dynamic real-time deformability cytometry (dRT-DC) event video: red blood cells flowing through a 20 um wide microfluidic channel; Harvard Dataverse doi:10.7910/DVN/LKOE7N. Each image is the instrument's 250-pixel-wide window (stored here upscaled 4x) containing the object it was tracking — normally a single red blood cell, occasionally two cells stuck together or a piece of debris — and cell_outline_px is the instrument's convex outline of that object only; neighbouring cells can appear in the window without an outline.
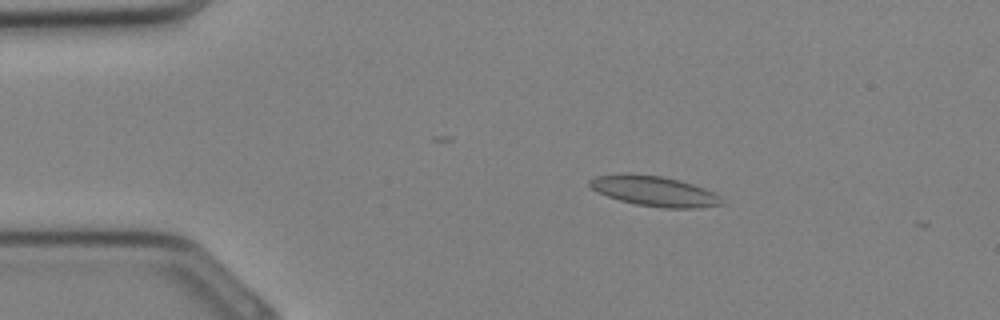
{"species": "Egyptian fruit bat (a non-hibernating species)", "species_latin": "Rousettus aegyptiacus", "temperature_condition": "cold", "stored_images_in_passage": 9, "camera_frame_rate_fps": 3000, "um_per_image_px": 0.085, "animal": {"sex": "female"}, "frame": {"image": 1, "passage_image": 5, "time_ms": 1.333, "image_size_px": [1000, 320], "cell_outline_px": [[724, 204], [696, 208], [664, 208], [636, 204], [620, 200], [608, 196], [592, 188], [588, 184], [588, 180], [596, 176], [660, 176], [680, 180], [704, 188], [720, 196]], "centroid_in_image_um": [55.7, 16.29], "position_along_channel_um": 29.3, "area_um2": 22.25}}